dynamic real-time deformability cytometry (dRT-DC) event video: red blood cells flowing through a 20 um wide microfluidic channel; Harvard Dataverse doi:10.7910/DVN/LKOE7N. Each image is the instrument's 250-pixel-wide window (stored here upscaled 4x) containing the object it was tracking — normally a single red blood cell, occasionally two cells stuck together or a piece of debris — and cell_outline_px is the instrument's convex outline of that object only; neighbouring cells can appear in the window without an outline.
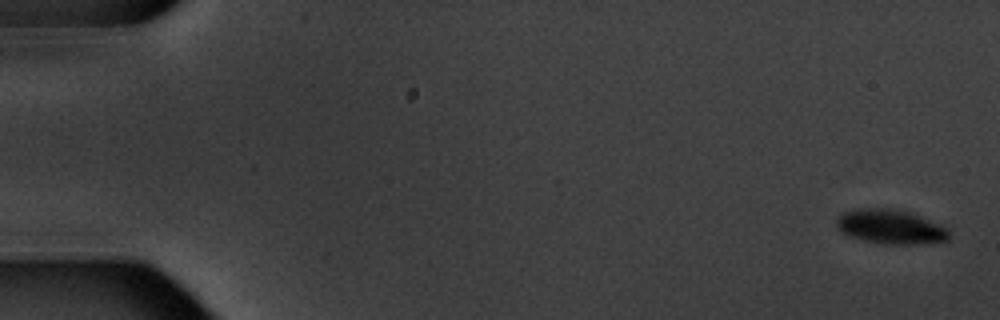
{"species": "common noctule bat (a hibernating species)", "species_latin": "Nyctalus noctula", "temperature_condition": "warm", "stored_images_in_passage": 5, "camera_frame_rate_fps": 3000, "um_per_image_px": 0.085, "animal": {"sex": "male", "body_mass_g": 20.1, "forearm_length_mm": 53.5}, "frame": {"image": 1, "passage_image": 1, "time_ms": 0.0, "image_size_px": [1000, 320], "cell_outline_px": [[948, 240], [920, 244], [880, 244], [848, 236], [840, 232], [836, 228], [836, 220], [844, 212], [856, 208], [892, 208], [912, 212], [940, 224], [948, 228]], "centroid_in_image_um": [75.68, 19.27], "position_along_channel_um": 9.3, "area_um2": 22.83}}
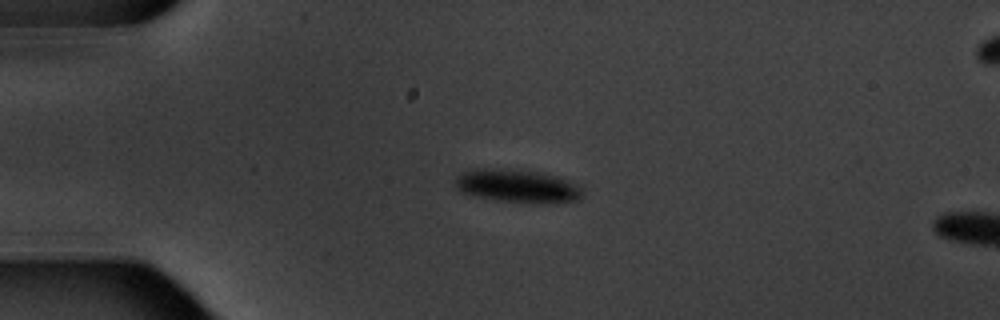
{"frame": {"image": 2, "passage_image": 4, "time_ms": 4.333, "image_size_px": [1000, 320], "cell_outline_px": [[584, 196], [576, 200], [528, 204], [496, 200], [476, 196], [460, 192], [456, 188], [456, 176], [464, 172], [476, 168], [500, 168], [536, 172], [568, 180], [584, 188]], "centroid_in_image_um": [43.97, 15.82], "position_along_channel_um": 41.0, "area_um2": 24.62}}